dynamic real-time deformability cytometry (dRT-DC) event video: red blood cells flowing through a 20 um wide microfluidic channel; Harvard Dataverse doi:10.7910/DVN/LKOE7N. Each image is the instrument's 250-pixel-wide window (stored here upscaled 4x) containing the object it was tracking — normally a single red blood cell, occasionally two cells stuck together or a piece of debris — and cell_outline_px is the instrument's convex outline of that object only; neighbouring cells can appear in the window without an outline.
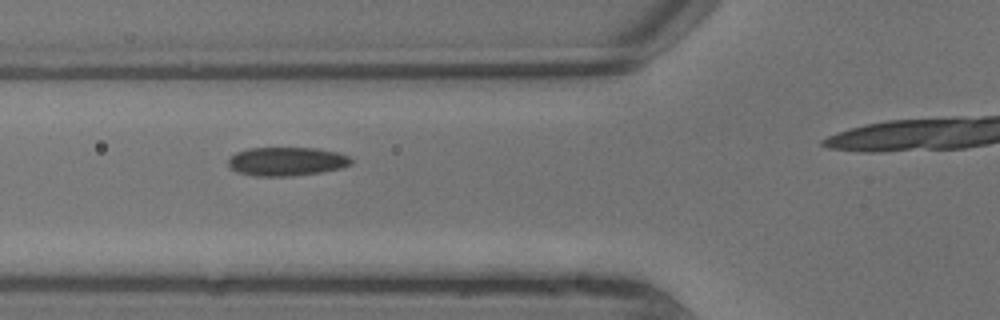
{"species": "common noctule bat (a hibernating species)", "species_latin": "Nyctalus noctula", "temperature_condition": "warm", "stored_images_in_passage": 7, "camera_frame_rate_fps": 3000, "um_per_image_px": 0.085, "animal": {"sex": "male", "body_mass_g": 13.3}, "frame": {"image": 1, "passage_image": 5, "time_ms": 1.333, "image_size_px": [1000, 320], "cell_outline_px": [[352, 164], [340, 168], [320, 172], [292, 176], [256, 176], [236, 172], [228, 168], [228, 160], [236, 152], [248, 148], [316, 148], [340, 152], [348, 156], [352, 160]], "centroid_in_image_um": [24.35, 13.72], "position_along_channel_um": 101.5, "area_um2": 20.69}}
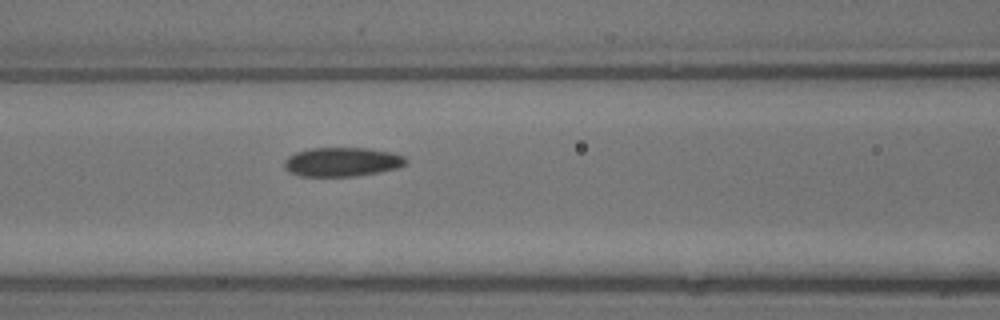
{"frame": {"image": 2, "passage_image": 6, "time_ms": 1.667, "image_size_px": [1000, 320], "cell_outline_px": [[408, 164], [400, 168], [380, 172], [356, 176], [300, 176], [288, 172], [284, 168], [284, 160], [288, 156], [296, 152], [308, 148], [368, 148], [392, 152], [404, 156], [408, 160]], "centroid_in_image_um": [29.1, 13.76], "position_along_channel_um": 137.5, "area_um2": 20.98}}